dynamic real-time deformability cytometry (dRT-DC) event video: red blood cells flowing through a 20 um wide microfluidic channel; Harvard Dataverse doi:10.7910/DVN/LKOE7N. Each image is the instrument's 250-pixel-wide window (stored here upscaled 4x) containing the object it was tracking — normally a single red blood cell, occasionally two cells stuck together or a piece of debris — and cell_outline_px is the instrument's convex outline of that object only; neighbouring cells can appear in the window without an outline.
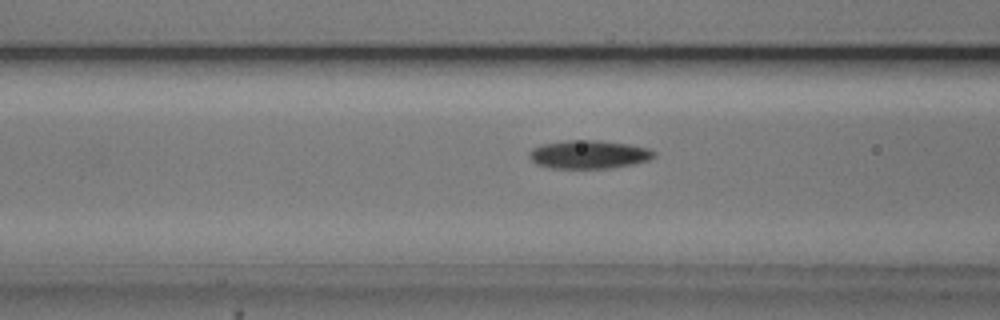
{"species": "common noctule bat (a hibernating species)", "species_latin": "Nyctalus noctula", "temperature_condition": "cold", "stored_images_in_passage": 35, "camera_frame_rate_fps": 3000, "um_per_image_px": 0.085, "animal": {"sex": "male", "body_mass_g": 20.5, "forearm_length_mm": 52.5}, "frame": {"image": 1, "passage_image": 14, "time_ms": 4.333, "image_size_px": [1000, 320], "cell_outline_px": [[656, 156], [648, 160], [632, 164], [608, 168], [552, 168], [536, 164], [528, 156], [528, 152], [532, 148], [540, 144], [564, 140], [600, 140], [628, 144], [648, 148], [656, 152]], "centroid_in_image_um": [50.02, 13.11], "position_along_channel_um": 116.6, "area_um2": 20.75}}
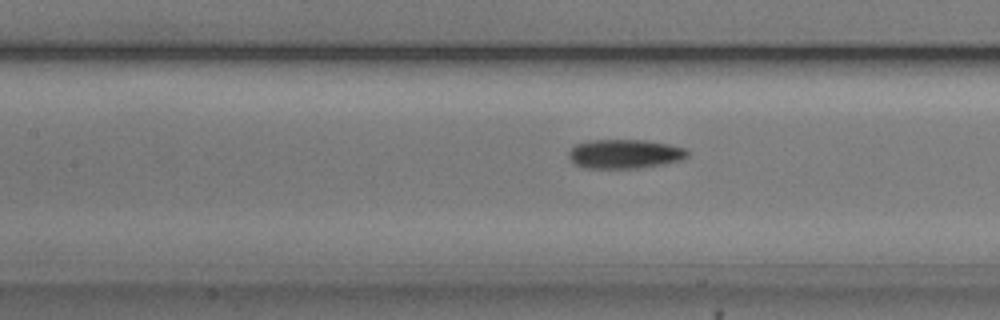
{"frame": {"image": 2, "passage_image": 17, "time_ms": 5.333, "image_size_px": [1000, 320], "cell_outline_px": [[688, 156], [680, 160], [664, 164], [640, 168], [584, 168], [576, 164], [568, 156], [568, 152], [576, 144], [592, 140], [644, 140], [668, 144], [684, 148], [688, 152]], "centroid_in_image_um": [53.1, 13.09], "position_along_channel_um": 154.3, "area_um2": 20.06}}
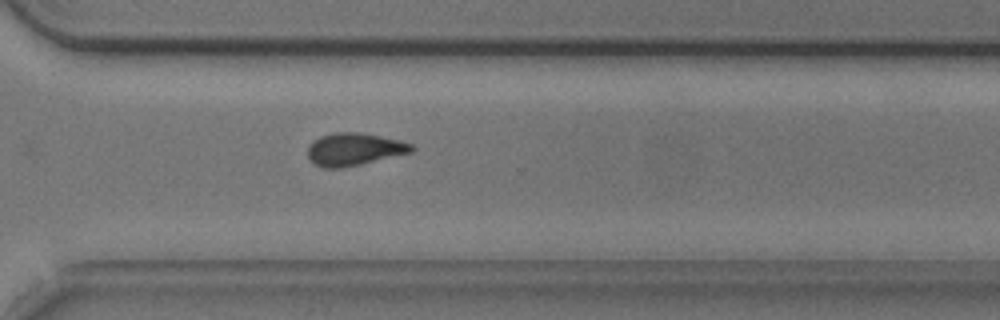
{"frame": {"image": 3, "passage_image": 32, "time_ms": 10.333, "image_size_px": [1000, 320], "cell_outline_px": [[416, 148], [412, 152], [360, 164], [340, 168], [324, 168], [316, 164], [308, 156], [308, 148], [312, 140], [320, 136], [336, 132], [360, 132], [400, 140], [412, 144]], "centroid_in_image_um": [30.11, 12.67], "position_along_channel_um": 340.5, "area_um2": 19.59}, "authors_computed_cell_mechanics": {"area_um2": 20.0566, "velocity_mm_per_s": 3.7361, "shape_relaxation_time_tau1_ms": 5.6774, "shape_relaxation_time_tau2_ms": 4.8301, "deformation_change_tau1": 0.1506, "deformation_change_tau2": 0.1256}}